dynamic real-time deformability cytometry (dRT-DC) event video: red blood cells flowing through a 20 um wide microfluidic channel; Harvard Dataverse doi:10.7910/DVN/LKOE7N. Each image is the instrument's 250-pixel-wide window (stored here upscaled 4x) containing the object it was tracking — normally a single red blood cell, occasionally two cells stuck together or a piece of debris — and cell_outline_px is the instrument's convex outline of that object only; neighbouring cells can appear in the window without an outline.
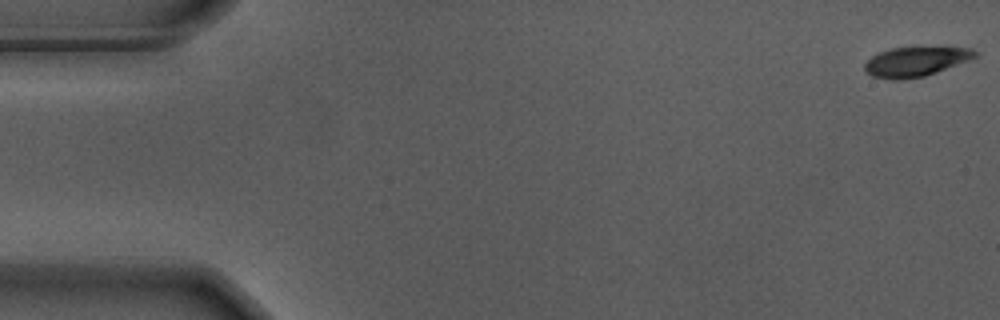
{"species": "Egyptian fruit bat (a non-hibernating species)", "species_latin": "Rousettus aegyptiacus", "temperature_condition": "warm", "stored_images_in_passage": 15, "camera_frame_rate_fps": 3000, "um_per_image_px": 0.085, "animal": {"sex": "male"}, "frame": {"image": 1, "passage_image": 1, "time_ms": 0.0, "image_size_px": [1000, 320], "cell_outline_px": [[980, 52], [976, 56], [968, 60], [924, 76], [896, 80], [872, 76], [864, 68], [864, 64], [872, 56], [880, 52], [892, 48], [972, 48]], "centroid_in_image_um": [77.82, 5.24], "position_along_channel_um": 7.2, "area_um2": 18.44}}
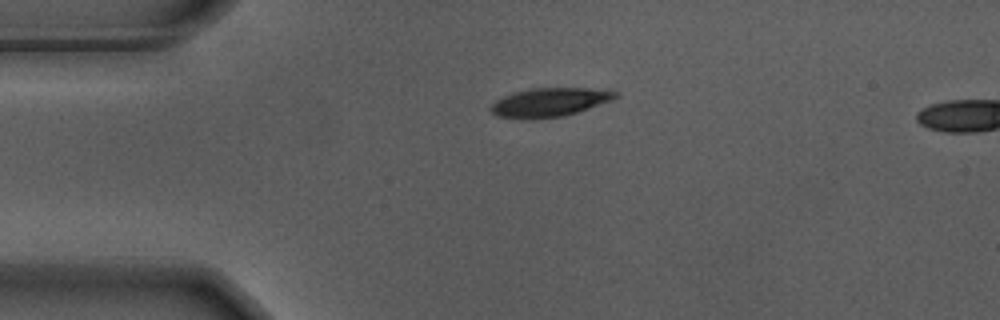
{"frame": {"image": 2, "passage_image": 13, "time_ms": 4.0, "image_size_px": [1000, 320], "cell_outline_px": [[620, 96], [612, 100], [564, 116], [496, 116], [488, 108], [496, 100], [512, 92], [532, 88], [588, 88], [620, 92]], "centroid_in_image_um": [46.76, 8.64], "position_along_channel_um": 38.2, "area_um2": 20.06}}